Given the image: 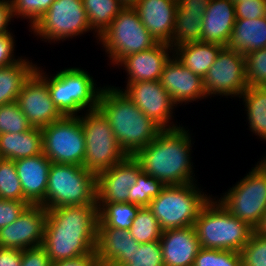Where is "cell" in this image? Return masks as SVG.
Masks as SVG:
<instances>
[{
  "label": "cell",
  "mask_w": 266,
  "mask_h": 266,
  "mask_svg": "<svg viewBox=\"0 0 266 266\" xmlns=\"http://www.w3.org/2000/svg\"><path fill=\"white\" fill-rule=\"evenodd\" d=\"M97 205H75L47 209L42 247L52 262L95 252Z\"/></svg>",
  "instance_id": "1"
},
{
  "label": "cell",
  "mask_w": 266,
  "mask_h": 266,
  "mask_svg": "<svg viewBox=\"0 0 266 266\" xmlns=\"http://www.w3.org/2000/svg\"><path fill=\"white\" fill-rule=\"evenodd\" d=\"M184 127L163 129L147 146L133 157L141 170L157 178L165 186L193 183L190 150L191 135Z\"/></svg>",
  "instance_id": "2"
},
{
  "label": "cell",
  "mask_w": 266,
  "mask_h": 266,
  "mask_svg": "<svg viewBox=\"0 0 266 266\" xmlns=\"http://www.w3.org/2000/svg\"><path fill=\"white\" fill-rule=\"evenodd\" d=\"M119 87H103L97 109L107 119L116 141L126 155L133 156L163 130L148 118Z\"/></svg>",
  "instance_id": "3"
},
{
  "label": "cell",
  "mask_w": 266,
  "mask_h": 266,
  "mask_svg": "<svg viewBox=\"0 0 266 266\" xmlns=\"http://www.w3.org/2000/svg\"><path fill=\"white\" fill-rule=\"evenodd\" d=\"M216 199H210L194 223L202 248L240 252L254 228L228 212Z\"/></svg>",
  "instance_id": "4"
},
{
  "label": "cell",
  "mask_w": 266,
  "mask_h": 266,
  "mask_svg": "<svg viewBox=\"0 0 266 266\" xmlns=\"http://www.w3.org/2000/svg\"><path fill=\"white\" fill-rule=\"evenodd\" d=\"M36 67V71L47 81L51 99L63 116H78V112L97 109L102 88H96L93 77L80 68H66L52 78Z\"/></svg>",
  "instance_id": "5"
},
{
  "label": "cell",
  "mask_w": 266,
  "mask_h": 266,
  "mask_svg": "<svg viewBox=\"0 0 266 266\" xmlns=\"http://www.w3.org/2000/svg\"><path fill=\"white\" fill-rule=\"evenodd\" d=\"M194 184L165 186L152 199L148 207L162 231L194 226L200 211L211 199Z\"/></svg>",
  "instance_id": "6"
},
{
  "label": "cell",
  "mask_w": 266,
  "mask_h": 266,
  "mask_svg": "<svg viewBox=\"0 0 266 266\" xmlns=\"http://www.w3.org/2000/svg\"><path fill=\"white\" fill-rule=\"evenodd\" d=\"M96 204V174L83 166L52 163L46 189V209Z\"/></svg>",
  "instance_id": "7"
},
{
  "label": "cell",
  "mask_w": 266,
  "mask_h": 266,
  "mask_svg": "<svg viewBox=\"0 0 266 266\" xmlns=\"http://www.w3.org/2000/svg\"><path fill=\"white\" fill-rule=\"evenodd\" d=\"M113 65L125 56L148 50L157 44L134 8L124 7L98 37Z\"/></svg>",
  "instance_id": "8"
},
{
  "label": "cell",
  "mask_w": 266,
  "mask_h": 266,
  "mask_svg": "<svg viewBox=\"0 0 266 266\" xmlns=\"http://www.w3.org/2000/svg\"><path fill=\"white\" fill-rule=\"evenodd\" d=\"M79 116L85 137L83 167L95 174L111 168L127 155L120 148L109 122L98 110L87 111Z\"/></svg>",
  "instance_id": "9"
},
{
  "label": "cell",
  "mask_w": 266,
  "mask_h": 266,
  "mask_svg": "<svg viewBox=\"0 0 266 266\" xmlns=\"http://www.w3.org/2000/svg\"><path fill=\"white\" fill-rule=\"evenodd\" d=\"M217 201L254 229L266 211V173L258 165Z\"/></svg>",
  "instance_id": "10"
},
{
  "label": "cell",
  "mask_w": 266,
  "mask_h": 266,
  "mask_svg": "<svg viewBox=\"0 0 266 266\" xmlns=\"http://www.w3.org/2000/svg\"><path fill=\"white\" fill-rule=\"evenodd\" d=\"M42 129L43 154L58 164L83 166L85 137L78 116H63Z\"/></svg>",
  "instance_id": "11"
},
{
  "label": "cell",
  "mask_w": 266,
  "mask_h": 266,
  "mask_svg": "<svg viewBox=\"0 0 266 266\" xmlns=\"http://www.w3.org/2000/svg\"><path fill=\"white\" fill-rule=\"evenodd\" d=\"M31 29L46 42L63 41L92 30L82 0H55Z\"/></svg>",
  "instance_id": "12"
},
{
  "label": "cell",
  "mask_w": 266,
  "mask_h": 266,
  "mask_svg": "<svg viewBox=\"0 0 266 266\" xmlns=\"http://www.w3.org/2000/svg\"><path fill=\"white\" fill-rule=\"evenodd\" d=\"M204 90L210 95H242L247 86L245 56L233 49L223 47L204 79Z\"/></svg>",
  "instance_id": "13"
},
{
  "label": "cell",
  "mask_w": 266,
  "mask_h": 266,
  "mask_svg": "<svg viewBox=\"0 0 266 266\" xmlns=\"http://www.w3.org/2000/svg\"><path fill=\"white\" fill-rule=\"evenodd\" d=\"M125 89L120 90H124L122 92L162 129L181 127L170 122L173 116L172 111L176 105L159 80L127 83Z\"/></svg>",
  "instance_id": "14"
},
{
  "label": "cell",
  "mask_w": 266,
  "mask_h": 266,
  "mask_svg": "<svg viewBox=\"0 0 266 266\" xmlns=\"http://www.w3.org/2000/svg\"><path fill=\"white\" fill-rule=\"evenodd\" d=\"M16 102L32 127L43 128L63 117L51 99L47 81L36 70L23 84Z\"/></svg>",
  "instance_id": "15"
},
{
  "label": "cell",
  "mask_w": 266,
  "mask_h": 266,
  "mask_svg": "<svg viewBox=\"0 0 266 266\" xmlns=\"http://www.w3.org/2000/svg\"><path fill=\"white\" fill-rule=\"evenodd\" d=\"M140 163L130 155L96 174V204L129 203L130 188L136 184Z\"/></svg>",
  "instance_id": "16"
},
{
  "label": "cell",
  "mask_w": 266,
  "mask_h": 266,
  "mask_svg": "<svg viewBox=\"0 0 266 266\" xmlns=\"http://www.w3.org/2000/svg\"><path fill=\"white\" fill-rule=\"evenodd\" d=\"M47 209L29 205L17 220L0 229V247L20 250L41 247Z\"/></svg>",
  "instance_id": "17"
},
{
  "label": "cell",
  "mask_w": 266,
  "mask_h": 266,
  "mask_svg": "<svg viewBox=\"0 0 266 266\" xmlns=\"http://www.w3.org/2000/svg\"><path fill=\"white\" fill-rule=\"evenodd\" d=\"M159 81L176 107L183 102L186 104L207 97L203 78L182 65L174 55L165 64Z\"/></svg>",
  "instance_id": "18"
},
{
  "label": "cell",
  "mask_w": 266,
  "mask_h": 266,
  "mask_svg": "<svg viewBox=\"0 0 266 266\" xmlns=\"http://www.w3.org/2000/svg\"><path fill=\"white\" fill-rule=\"evenodd\" d=\"M133 8L157 43L170 42L175 25L177 0H140Z\"/></svg>",
  "instance_id": "19"
},
{
  "label": "cell",
  "mask_w": 266,
  "mask_h": 266,
  "mask_svg": "<svg viewBox=\"0 0 266 266\" xmlns=\"http://www.w3.org/2000/svg\"><path fill=\"white\" fill-rule=\"evenodd\" d=\"M24 198L46 208V189L52 162L43 154L14 161Z\"/></svg>",
  "instance_id": "20"
},
{
  "label": "cell",
  "mask_w": 266,
  "mask_h": 266,
  "mask_svg": "<svg viewBox=\"0 0 266 266\" xmlns=\"http://www.w3.org/2000/svg\"><path fill=\"white\" fill-rule=\"evenodd\" d=\"M139 245L129 230L97 224L95 252L101 266H123Z\"/></svg>",
  "instance_id": "21"
},
{
  "label": "cell",
  "mask_w": 266,
  "mask_h": 266,
  "mask_svg": "<svg viewBox=\"0 0 266 266\" xmlns=\"http://www.w3.org/2000/svg\"><path fill=\"white\" fill-rule=\"evenodd\" d=\"M168 49L170 51H168ZM172 48L165 43H157L152 48L125 56L117 65L127 70V83L158 81L171 56Z\"/></svg>",
  "instance_id": "22"
},
{
  "label": "cell",
  "mask_w": 266,
  "mask_h": 266,
  "mask_svg": "<svg viewBox=\"0 0 266 266\" xmlns=\"http://www.w3.org/2000/svg\"><path fill=\"white\" fill-rule=\"evenodd\" d=\"M159 241L164 266H193L201 248L194 226L164 230Z\"/></svg>",
  "instance_id": "23"
},
{
  "label": "cell",
  "mask_w": 266,
  "mask_h": 266,
  "mask_svg": "<svg viewBox=\"0 0 266 266\" xmlns=\"http://www.w3.org/2000/svg\"><path fill=\"white\" fill-rule=\"evenodd\" d=\"M236 21L230 0H210L203 15L201 42L226 46Z\"/></svg>",
  "instance_id": "24"
},
{
  "label": "cell",
  "mask_w": 266,
  "mask_h": 266,
  "mask_svg": "<svg viewBox=\"0 0 266 266\" xmlns=\"http://www.w3.org/2000/svg\"><path fill=\"white\" fill-rule=\"evenodd\" d=\"M228 49L244 56L266 48V16L256 19H236L230 35Z\"/></svg>",
  "instance_id": "25"
},
{
  "label": "cell",
  "mask_w": 266,
  "mask_h": 266,
  "mask_svg": "<svg viewBox=\"0 0 266 266\" xmlns=\"http://www.w3.org/2000/svg\"><path fill=\"white\" fill-rule=\"evenodd\" d=\"M43 153L42 129L0 134V158L18 160Z\"/></svg>",
  "instance_id": "26"
},
{
  "label": "cell",
  "mask_w": 266,
  "mask_h": 266,
  "mask_svg": "<svg viewBox=\"0 0 266 266\" xmlns=\"http://www.w3.org/2000/svg\"><path fill=\"white\" fill-rule=\"evenodd\" d=\"M223 47L219 44L198 41L177 48L173 54L182 65L204 79Z\"/></svg>",
  "instance_id": "27"
},
{
  "label": "cell",
  "mask_w": 266,
  "mask_h": 266,
  "mask_svg": "<svg viewBox=\"0 0 266 266\" xmlns=\"http://www.w3.org/2000/svg\"><path fill=\"white\" fill-rule=\"evenodd\" d=\"M37 65L27 59L0 68V105L17 101L23 84L36 70Z\"/></svg>",
  "instance_id": "28"
},
{
  "label": "cell",
  "mask_w": 266,
  "mask_h": 266,
  "mask_svg": "<svg viewBox=\"0 0 266 266\" xmlns=\"http://www.w3.org/2000/svg\"><path fill=\"white\" fill-rule=\"evenodd\" d=\"M203 15L193 11H176L173 35L168 43L174 49L173 52L182 46L201 41Z\"/></svg>",
  "instance_id": "29"
},
{
  "label": "cell",
  "mask_w": 266,
  "mask_h": 266,
  "mask_svg": "<svg viewBox=\"0 0 266 266\" xmlns=\"http://www.w3.org/2000/svg\"><path fill=\"white\" fill-rule=\"evenodd\" d=\"M239 98L247 108L250 130L266 141V91L262 87H248Z\"/></svg>",
  "instance_id": "30"
},
{
  "label": "cell",
  "mask_w": 266,
  "mask_h": 266,
  "mask_svg": "<svg viewBox=\"0 0 266 266\" xmlns=\"http://www.w3.org/2000/svg\"><path fill=\"white\" fill-rule=\"evenodd\" d=\"M89 25L99 37L124 8L119 0H82ZM96 29V30H95Z\"/></svg>",
  "instance_id": "31"
},
{
  "label": "cell",
  "mask_w": 266,
  "mask_h": 266,
  "mask_svg": "<svg viewBox=\"0 0 266 266\" xmlns=\"http://www.w3.org/2000/svg\"><path fill=\"white\" fill-rule=\"evenodd\" d=\"M98 224L129 230L141 206L132 203L97 204Z\"/></svg>",
  "instance_id": "32"
},
{
  "label": "cell",
  "mask_w": 266,
  "mask_h": 266,
  "mask_svg": "<svg viewBox=\"0 0 266 266\" xmlns=\"http://www.w3.org/2000/svg\"><path fill=\"white\" fill-rule=\"evenodd\" d=\"M129 231L140 244L160 240L162 233L158 220L148 206L139 208Z\"/></svg>",
  "instance_id": "33"
},
{
  "label": "cell",
  "mask_w": 266,
  "mask_h": 266,
  "mask_svg": "<svg viewBox=\"0 0 266 266\" xmlns=\"http://www.w3.org/2000/svg\"><path fill=\"white\" fill-rule=\"evenodd\" d=\"M165 185L157 178L148 175L144 171L138 173L136 184L129 191V203L149 206L152 199L156 198Z\"/></svg>",
  "instance_id": "34"
},
{
  "label": "cell",
  "mask_w": 266,
  "mask_h": 266,
  "mask_svg": "<svg viewBox=\"0 0 266 266\" xmlns=\"http://www.w3.org/2000/svg\"><path fill=\"white\" fill-rule=\"evenodd\" d=\"M0 199L27 201L13 160L0 158Z\"/></svg>",
  "instance_id": "35"
},
{
  "label": "cell",
  "mask_w": 266,
  "mask_h": 266,
  "mask_svg": "<svg viewBox=\"0 0 266 266\" xmlns=\"http://www.w3.org/2000/svg\"><path fill=\"white\" fill-rule=\"evenodd\" d=\"M32 128L17 102L0 105V134L20 133Z\"/></svg>",
  "instance_id": "36"
},
{
  "label": "cell",
  "mask_w": 266,
  "mask_h": 266,
  "mask_svg": "<svg viewBox=\"0 0 266 266\" xmlns=\"http://www.w3.org/2000/svg\"><path fill=\"white\" fill-rule=\"evenodd\" d=\"M193 266H242L241 254L237 251L201 247Z\"/></svg>",
  "instance_id": "37"
},
{
  "label": "cell",
  "mask_w": 266,
  "mask_h": 266,
  "mask_svg": "<svg viewBox=\"0 0 266 266\" xmlns=\"http://www.w3.org/2000/svg\"><path fill=\"white\" fill-rule=\"evenodd\" d=\"M123 266H164L160 241L142 243Z\"/></svg>",
  "instance_id": "38"
},
{
  "label": "cell",
  "mask_w": 266,
  "mask_h": 266,
  "mask_svg": "<svg viewBox=\"0 0 266 266\" xmlns=\"http://www.w3.org/2000/svg\"><path fill=\"white\" fill-rule=\"evenodd\" d=\"M245 76L248 87L266 85V48L245 55Z\"/></svg>",
  "instance_id": "39"
},
{
  "label": "cell",
  "mask_w": 266,
  "mask_h": 266,
  "mask_svg": "<svg viewBox=\"0 0 266 266\" xmlns=\"http://www.w3.org/2000/svg\"><path fill=\"white\" fill-rule=\"evenodd\" d=\"M240 254L242 266H266V237L254 231Z\"/></svg>",
  "instance_id": "40"
},
{
  "label": "cell",
  "mask_w": 266,
  "mask_h": 266,
  "mask_svg": "<svg viewBox=\"0 0 266 266\" xmlns=\"http://www.w3.org/2000/svg\"><path fill=\"white\" fill-rule=\"evenodd\" d=\"M55 0H10L13 16L30 20V27L50 8Z\"/></svg>",
  "instance_id": "41"
},
{
  "label": "cell",
  "mask_w": 266,
  "mask_h": 266,
  "mask_svg": "<svg viewBox=\"0 0 266 266\" xmlns=\"http://www.w3.org/2000/svg\"><path fill=\"white\" fill-rule=\"evenodd\" d=\"M236 19H256L266 16V0H242L234 3Z\"/></svg>",
  "instance_id": "42"
},
{
  "label": "cell",
  "mask_w": 266,
  "mask_h": 266,
  "mask_svg": "<svg viewBox=\"0 0 266 266\" xmlns=\"http://www.w3.org/2000/svg\"><path fill=\"white\" fill-rule=\"evenodd\" d=\"M29 205L28 201L0 199V229L17 220Z\"/></svg>",
  "instance_id": "43"
},
{
  "label": "cell",
  "mask_w": 266,
  "mask_h": 266,
  "mask_svg": "<svg viewBox=\"0 0 266 266\" xmlns=\"http://www.w3.org/2000/svg\"><path fill=\"white\" fill-rule=\"evenodd\" d=\"M21 266H52V261L41 246L22 250Z\"/></svg>",
  "instance_id": "44"
},
{
  "label": "cell",
  "mask_w": 266,
  "mask_h": 266,
  "mask_svg": "<svg viewBox=\"0 0 266 266\" xmlns=\"http://www.w3.org/2000/svg\"><path fill=\"white\" fill-rule=\"evenodd\" d=\"M10 32L0 34V68L13 65L21 60L14 57V38ZM14 57V58H13Z\"/></svg>",
  "instance_id": "45"
},
{
  "label": "cell",
  "mask_w": 266,
  "mask_h": 266,
  "mask_svg": "<svg viewBox=\"0 0 266 266\" xmlns=\"http://www.w3.org/2000/svg\"><path fill=\"white\" fill-rule=\"evenodd\" d=\"M52 266H101L96 252L79 256L73 259H66L52 262Z\"/></svg>",
  "instance_id": "46"
},
{
  "label": "cell",
  "mask_w": 266,
  "mask_h": 266,
  "mask_svg": "<svg viewBox=\"0 0 266 266\" xmlns=\"http://www.w3.org/2000/svg\"><path fill=\"white\" fill-rule=\"evenodd\" d=\"M22 250L0 247V266H21Z\"/></svg>",
  "instance_id": "47"
},
{
  "label": "cell",
  "mask_w": 266,
  "mask_h": 266,
  "mask_svg": "<svg viewBox=\"0 0 266 266\" xmlns=\"http://www.w3.org/2000/svg\"><path fill=\"white\" fill-rule=\"evenodd\" d=\"M210 0H177L176 11H193L205 13Z\"/></svg>",
  "instance_id": "48"
},
{
  "label": "cell",
  "mask_w": 266,
  "mask_h": 266,
  "mask_svg": "<svg viewBox=\"0 0 266 266\" xmlns=\"http://www.w3.org/2000/svg\"><path fill=\"white\" fill-rule=\"evenodd\" d=\"M13 11L10 0H0V34L9 32L8 22L13 18Z\"/></svg>",
  "instance_id": "49"
},
{
  "label": "cell",
  "mask_w": 266,
  "mask_h": 266,
  "mask_svg": "<svg viewBox=\"0 0 266 266\" xmlns=\"http://www.w3.org/2000/svg\"><path fill=\"white\" fill-rule=\"evenodd\" d=\"M259 235L266 237V211L264 212L259 224L254 229Z\"/></svg>",
  "instance_id": "50"
},
{
  "label": "cell",
  "mask_w": 266,
  "mask_h": 266,
  "mask_svg": "<svg viewBox=\"0 0 266 266\" xmlns=\"http://www.w3.org/2000/svg\"><path fill=\"white\" fill-rule=\"evenodd\" d=\"M140 0H119L123 7L133 8Z\"/></svg>",
  "instance_id": "51"
},
{
  "label": "cell",
  "mask_w": 266,
  "mask_h": 266,
  "mask_svg": "<svg viewBox=\"0 0 266 266\" xmlns=\"http://www.w3.org/2000/svg\"><path fill=\"white\" fill-rule=\"evenodd\" d=\"M264 159H262L261 158V162H258L259 164V166L265 171V173H266V156L265 157H263Z\"/></svg>",
  "instance_id": "52"
},
{
  "label": "cell",
  "mask_w": 266,
  "mask_h": 266,
  "mask_svg": "<svg viewBox=\"0 0 266 266\" xmlns=\"http://www.w3.org/2000/svg\"><path fill=\"white\" fill-rule=\"evenodd\" d=\"M230 1L233 2V3H238V2H240L242 0H230Z\"/></svg>",
  "instance_id": "53"
},
{
  "label": "cell",
  "mask_w": 266,
  "mask_h": 266,
  "mask_svg": "<svg viewBox=\"0 0 266 266\" xmlns=\"http://www.w3.org/2000/svg\"><path fill=\"white\" fill-rule=\"evenodd\" d=\"M262 88L266 91V85H263Z\"/></svg>",
  "instance_id": "54"
}]
</instances>
